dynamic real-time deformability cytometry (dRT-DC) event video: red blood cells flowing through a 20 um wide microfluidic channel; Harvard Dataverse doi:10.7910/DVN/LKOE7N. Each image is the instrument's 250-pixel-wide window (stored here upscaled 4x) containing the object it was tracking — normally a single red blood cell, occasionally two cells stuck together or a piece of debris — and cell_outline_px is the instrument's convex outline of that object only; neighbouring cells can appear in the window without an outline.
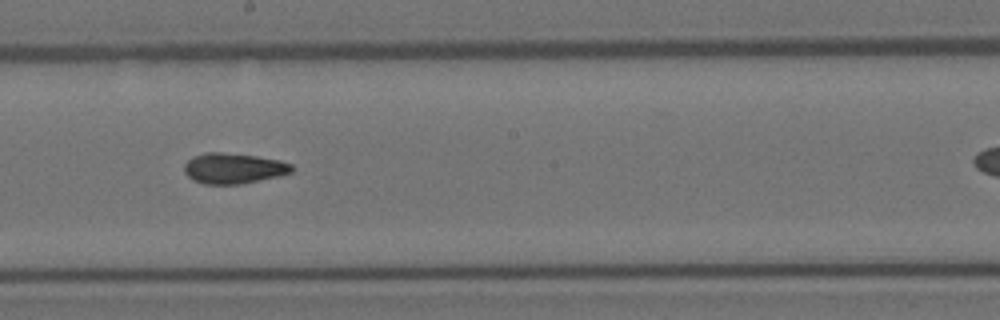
{"species": "Egyptian fruit bat (a non-hibernating species)", "species_latin": "Rousettus aegyptiacus", "temperature_condition": "room temperature", "stored_images_in_passage": 12, "camera_frame_rate_fps": 3000, "um_per_image_px": 0.085, "animal": {"sex": "female"}, "frame": {"image": 1, "passage_image": 9, "time_ms": 2.667, "image_size_px": [1000, 320], "cell_outline_px": [[296, 168], [292, 172], [280, 176], [240, 184], [204, 184], [192, 180], [184, 172], [184, 164], [192, 156], [204, 152], [220, 152], [256, 156], [280, 160], [292, 164]], "centroid_in_image_um": [19.86, 14.3], "position_along_channel_um": 228.3, "area_um2": 19.36}}